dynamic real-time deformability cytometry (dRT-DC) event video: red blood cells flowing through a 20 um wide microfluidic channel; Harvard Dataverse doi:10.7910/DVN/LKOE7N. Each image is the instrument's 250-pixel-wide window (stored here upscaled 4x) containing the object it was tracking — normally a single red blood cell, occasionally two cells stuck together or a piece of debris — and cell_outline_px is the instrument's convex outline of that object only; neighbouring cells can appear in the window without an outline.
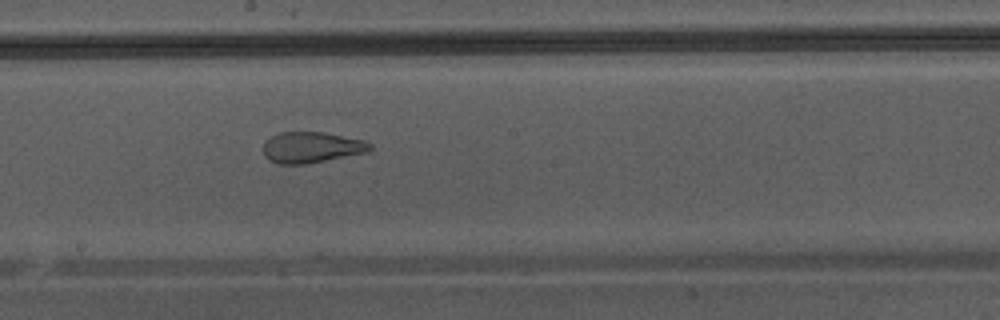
{"species": "Egyptian fruit bat (a non-hibernating species)", "species_latin": "Rousettus aegyptiacus", "temperature_condition": "warm", "stored_images_in_passage": 48, "camera_frame_rate_fps": 3000, "um_per_image_px": 0.085, "animal": {"sex": "male"}, "frame": {"image": 1, "passage_image": 28, "time_ms": 9.0, "image_size_px": [1000, 320], "cell_outline_px": [[372, 148], [368, 152], [304, 164], [280, 164], [268, 160], [264, 156], [264, 144], [272, 136], [280, 132], [324, 132], [364, 140], [372, 144]], "centroid_in_image_um": [26.49, 12.52], "position_along_channel_um": 221.7, "area_um2": 19.13}}